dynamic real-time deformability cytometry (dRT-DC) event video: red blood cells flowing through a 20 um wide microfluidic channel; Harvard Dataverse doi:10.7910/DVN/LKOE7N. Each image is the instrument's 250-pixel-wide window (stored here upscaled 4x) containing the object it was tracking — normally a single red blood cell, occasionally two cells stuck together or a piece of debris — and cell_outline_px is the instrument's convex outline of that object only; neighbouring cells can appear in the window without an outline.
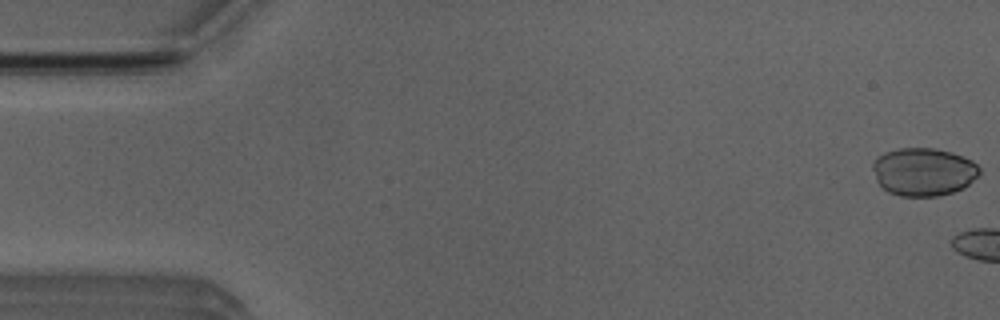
{"species": "Egyptian fruit bat (a non-hibernating species)", "species_latin": "Rousettus aegyptiacus", "temperature_condition": "room temperature", "stored_images_in_passage": 5, "camera_frame_rate_fps": 3000, "um_per_image_px": 0.085, "animal": {"sex": "male"}, "frame": {"image": 1, "passage_image": 1, "time_ms": 0.0, "image_size_px": [1000, 320], "cell_outline_px": [[980, 172], [964, 188], [952, 192], [936, 196], [900, 196], [888, 192], [876, 180], [872, 168], [872, 164], [876, 156], [884, 152], [900, 148], [936, 148], [952, 152], [964, 156], [972, 160], [980, 168]], "centroid_in_image_um": [78.48, 14.59], "position_along_channel_um": 6.5, "area_um2": 30.0}}